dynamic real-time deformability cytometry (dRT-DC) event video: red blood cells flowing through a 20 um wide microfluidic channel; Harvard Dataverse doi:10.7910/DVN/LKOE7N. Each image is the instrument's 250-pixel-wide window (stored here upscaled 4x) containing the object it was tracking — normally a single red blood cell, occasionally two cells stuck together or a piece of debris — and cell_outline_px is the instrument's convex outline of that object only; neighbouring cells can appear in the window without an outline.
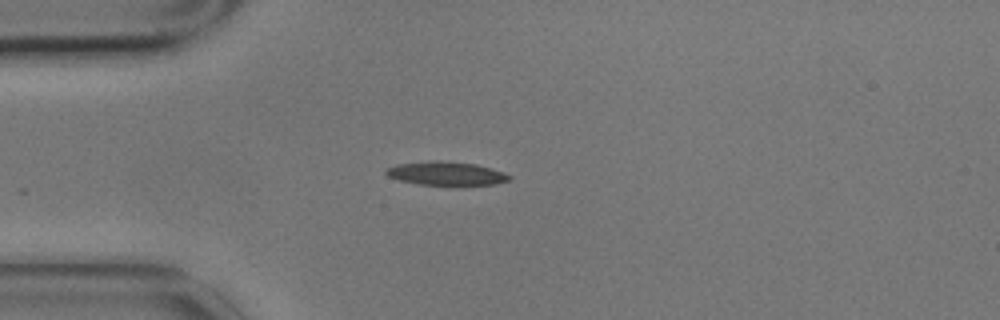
{"species": "common noctule bat (a hibernating species)", "species_latin": "Nyctalus noctula", "temperature_condition": "cold", "stored_images_in_passage": 2, "camera_frame_rate_fps": 3000, "um_per_image_px": 0.085, "animal": {"sex": "male", "body_mass_g": 17.9}, "frame": {"image": 1, "passage_image": 1, "time_ms": 0.0, "image_size_px": [1000, 320], "cell_outline_px": [[512, 176], [508, 180], [492, 184], [420, 184], [400, 180], [388, 176], [384, 172], [388, 168], [396, 164], [428, 160], [432, 160], [476, 164], [492, 168], [504, 172]], "centroid_in_image_um": [37.9, 14.72], "position_along_channel_um": 47.1, "area_um2": 16.59}}